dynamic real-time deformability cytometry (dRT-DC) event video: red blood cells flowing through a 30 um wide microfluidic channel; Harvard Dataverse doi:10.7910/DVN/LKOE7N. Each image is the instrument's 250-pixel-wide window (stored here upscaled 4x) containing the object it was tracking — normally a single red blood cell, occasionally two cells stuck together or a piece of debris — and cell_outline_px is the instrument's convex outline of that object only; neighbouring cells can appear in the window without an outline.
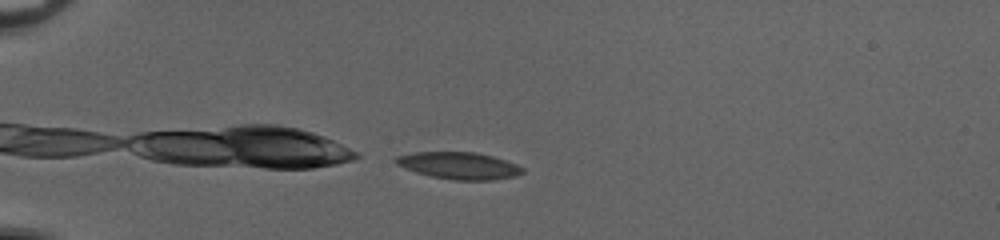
{"species": "common noctule bat (a hibernating species)", "species_latin": "Nyctalus noctula", "temperature_condition": "cold", "stored_images_in_passage": 16, "camera_frame_rate_fps": 3000, "um_per_image_px": 0.085, "animal": {"sex": "female", "body_mass_g": 20.0, "forearm_length_mm": 54.0}, "frame": {"image": 1, "passage_image": 16, "time_ms": 5.0, "image_size_px": [1000, 240], "cell_outline_px": [[524, 172], [512, 176], [492, 180], [456, 180], [432, 176], [416, 172], [404, 168], [396, 164], [392, 160], [396, 156], [416, 152], [476, 152], [492, 156], [516, 164], [524, 168]], "centroid_in_image_um": [38.98, 14.07], "position_along_channel_um": 46.0, "area_um2": 19.77}}